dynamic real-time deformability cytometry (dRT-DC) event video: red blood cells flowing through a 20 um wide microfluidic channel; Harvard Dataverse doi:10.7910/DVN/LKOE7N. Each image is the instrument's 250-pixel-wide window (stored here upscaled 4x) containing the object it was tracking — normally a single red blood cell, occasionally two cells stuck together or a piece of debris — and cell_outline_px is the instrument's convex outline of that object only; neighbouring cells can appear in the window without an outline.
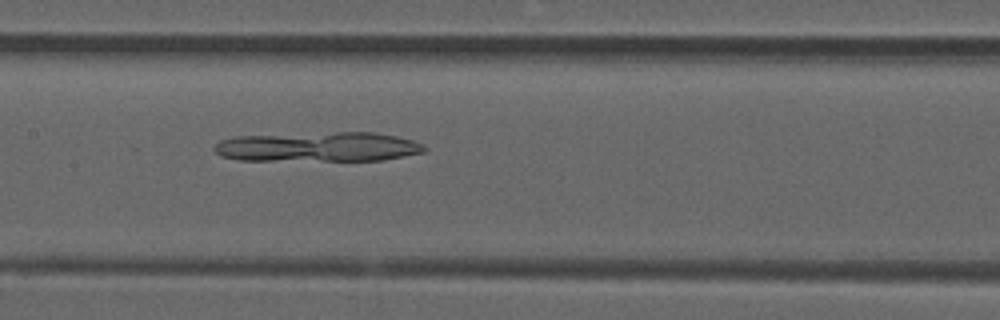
{"species": "common noctule bat (a hibernating species)", "species_latin": "Nyctalus noctula", "temperature_condition": "room temperature", "stored_images_in_passage": 52, "camera_frame_rate_fps": 3000, "um_per_image_px": 0.085, "animal": {"sex": "male", "forearm_length_mm": 52.5}, "frame": {"image": 1, "passage_image": 25, "time_ms": 8.0, "image_size_px": [1000, 320], "cell_outline_px": [[428, 148], [424, 152], [384, 160], [240, 160], [220, 156], [212, 148], [220, 140], [236, 136], [336, 132], [376, 132], [396, 136], [412, 140], [424, 144]], "centroid_in_image_um": [27.07, 12.48], "position_along_channel_um": 180.3, "area_um2": 36.41}}
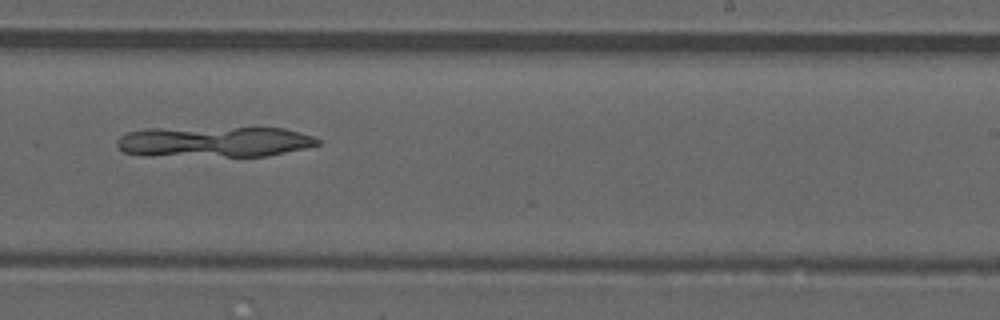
{"frame": {"image": 2, "passage_image": 32, "time_ms": 10.333, "image_size_px": [1000, 320], "cell_outline_px": [[320, 144], [304, 148], [268, 156], [144, 156], [124, 152], [116, 144], [116, 140], [120, 136], [128, 132], [144, 128], [284, 128], [312, 136], [320, 140]], "centroid_in_image_um": [18.15, 12.05], "position_along_channel_um": 270.8, "area_um2": 36.07}}
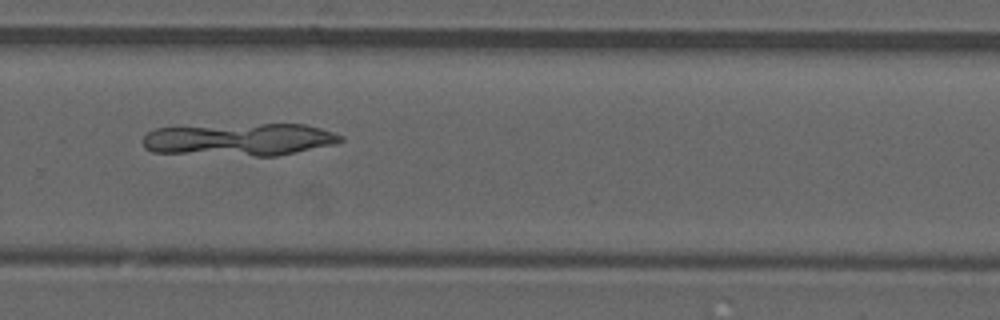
{"frame": {"image": 3, "passage_image": 35, "time_ms": 11.333, "image_size_px": [1000, 320], "cell_outline_px": [[344, 140], [336, 144], [276, 156], [256, 156], [152, 152], [144, 148], [144, 136], [148, 132], [156, 128], [260, 124], [304, 124], [320, 128], [344, 136]], "centroid_in_image_um": [20.41, 11.86], "position_along_channel_um": 309.4, "area_um2": 37.22}}